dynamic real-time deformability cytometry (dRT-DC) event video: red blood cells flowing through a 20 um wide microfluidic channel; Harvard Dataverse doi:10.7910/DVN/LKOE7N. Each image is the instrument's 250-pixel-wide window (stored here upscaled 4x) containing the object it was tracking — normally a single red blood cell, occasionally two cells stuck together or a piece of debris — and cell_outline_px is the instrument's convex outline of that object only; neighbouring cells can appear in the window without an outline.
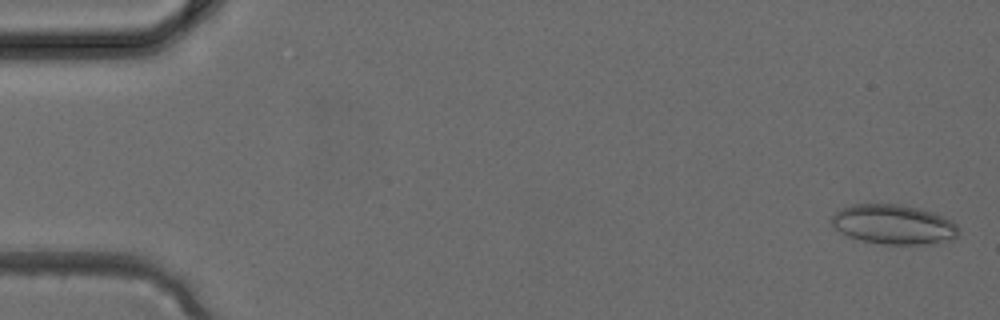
{"species": "common noctule bat (a hibernating species)", "species_latin": "Nyctalus noctula", "temperature_condition": "cold", "stored_images_in_passage": 3, "camera_frame_rate_fps": 3000, "um_per_image_px": 0.085, "animal": {"sex": "female", "body_mass_g": 24.6, "forearm_length_mm": 56.2}, "frame": {"image": 1, "passage_image": 1, "time_ms": 0.0, "image_size_px": [1000, 320], "cell_outline_px": [[960, 232], [952, 240], [932, 244], [880, 244], [860, 240], [848, 236], [840, 232], [832, 224], [832, 216], [840, 208], [852, 204], [900, 204], [920, 208], [932, 212], [952, 220], [960, 228]], "centroid_in_image_um": [75.99, 19.08], "position_along_channel_um": 9.0, "area_um2": 29.59}}